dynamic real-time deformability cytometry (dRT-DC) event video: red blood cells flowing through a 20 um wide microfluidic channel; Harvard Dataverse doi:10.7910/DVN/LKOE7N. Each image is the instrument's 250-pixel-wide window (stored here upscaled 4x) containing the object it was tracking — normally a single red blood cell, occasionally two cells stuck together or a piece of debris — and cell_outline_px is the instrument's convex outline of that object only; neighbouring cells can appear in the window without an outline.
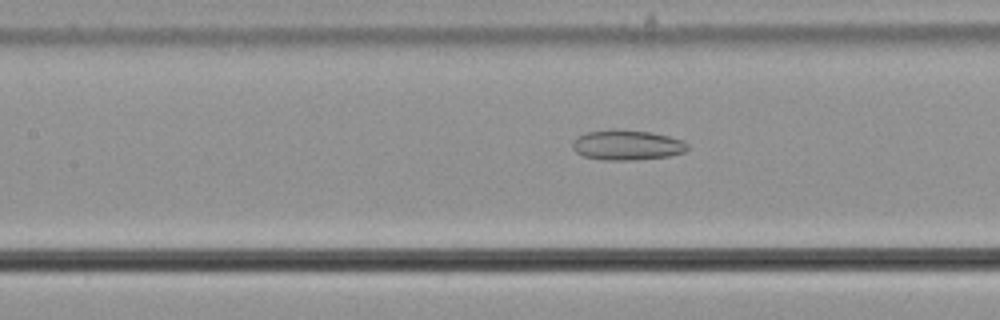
{"species": "common noctule bat (a hibernating species)", "species_latin": "Nyctalus noctula", "temperature_condition": "cold", "stored_images_in_passage": 55, "camera_frame_rate_fps": 3000, "um_per_image_px": 0.085, "animal": {"sex": "male", "body_mass_g": 21.5, "forearm_length_mm": 52.0}, "frame": {"image": 1, "passage_image": 25, "time_ms": 8.0, "image_size_px": [1000, 320], "cell_outline_px": [[688, 148], [684, 152], [668, 156], [628, 160], [604, 160], [584, 156], [576, 152], [572, 148], [572, 140], [576, 136], [584, 132], [612, 128], [616, 128], [652, 132], [668, 136], [680, 140], [688, 144]], "centroid_in_image_um": [53.22, 12.3], "position_along_channel_um": 154.2, "area_um2": 20.4}}
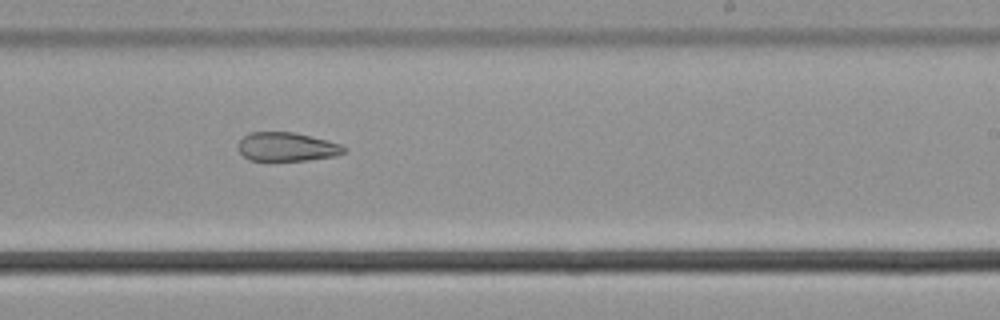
{"frame": {"image": 2, "passage_image": 34, "time_ms": 11.0, "image_size_px": [1000, 320], "cell_outline_px": [[344, 152], [336, 156], [308, 160], [248, 160], [236, 148], [240, 140], [248, 132], [292, 132], [340, 144], [344, 148]], "centroid_in_image_um": [24.31, 12.48], "position_along_channel_um": 264.7, "area_um2": 17.51}}
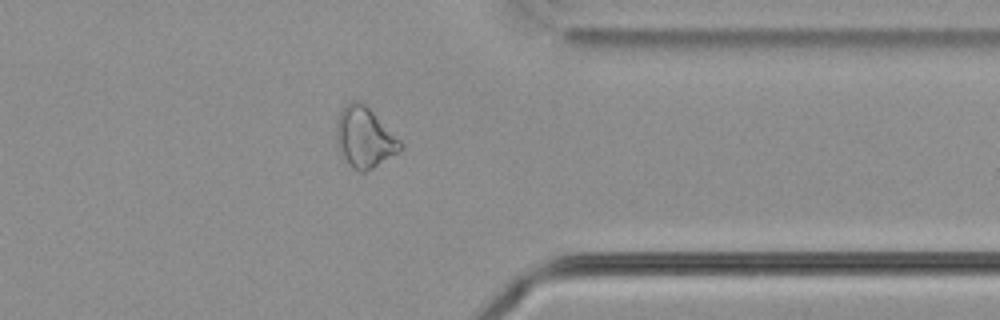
{"frame": {"image": 3, "passage_image": 44, "time_ms": 14.333, "image_size_px": [1000, 320], "cell_outline_px": [[404, 144], [396, 152], [372, 168], [364, 172], [360, 172], [352, 168], [348, 164], [340, 152], [336, 140], [336, 120], [344, 104], [352, 100], [360, 100]], "centroid_in_image_um": [30.93, 11.66], "position_along_channel_um": 380.5, "area_um2": 22.14}, "authors_computed_cell_mechanics": {"area_um2": 24.1026, "velocity_mm_per_s": 3.6969, "shape_relaxation_time_tau1_ms": null, "shape_relaxation_time_tau2_ms": 10.8792, "deformation_change_tau1": null, "deformation_change_tau2": 0.2038}}